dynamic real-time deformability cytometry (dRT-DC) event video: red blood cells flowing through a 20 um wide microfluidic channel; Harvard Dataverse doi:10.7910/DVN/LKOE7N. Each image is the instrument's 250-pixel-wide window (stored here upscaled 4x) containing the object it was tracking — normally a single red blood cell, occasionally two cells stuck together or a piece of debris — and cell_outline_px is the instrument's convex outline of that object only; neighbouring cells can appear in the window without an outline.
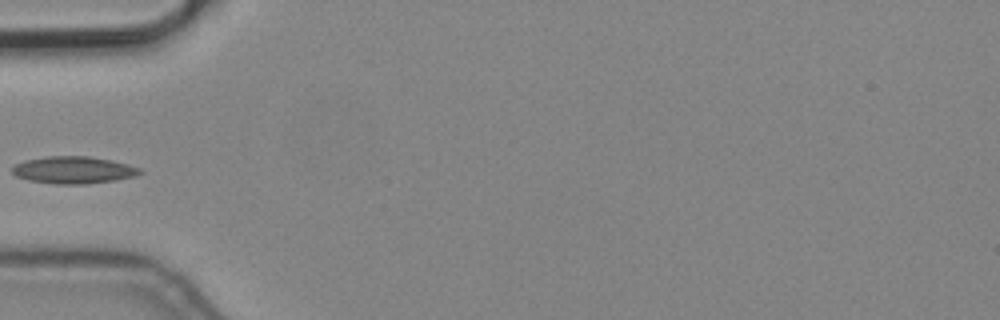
{"species": "common noctule bat (a hibernating species)", "species_latin": "Nyctalus noctula", "temperature_condition": "cold", "stored_images_in_passage": 7, "camera_frame_rate_fps": 3000, "um_per_image_px": 0.085, "animal": {"sex": "male", "body_mass_g": 19.2, "forearm_length_mm": 51.8}, "frame": {"image": 1, "passage_image": 6, "time_ms": 1.667, "image_size_px": [1000, 320], "cell_outline_px": [[144, 172], [136, 176], [116, 180], [84, 184], [56, 184], [28, 180], [16, 176], [12, 172], [12, 168], [16, 164], [24, 160], [48, 156], [88, 156], [112, 160], [128, 164], [140, 168]], "centroid_in_image_um": [6.27, 14.45], "position_along_channel_um": 78.7, "area_um2": 20.29}}
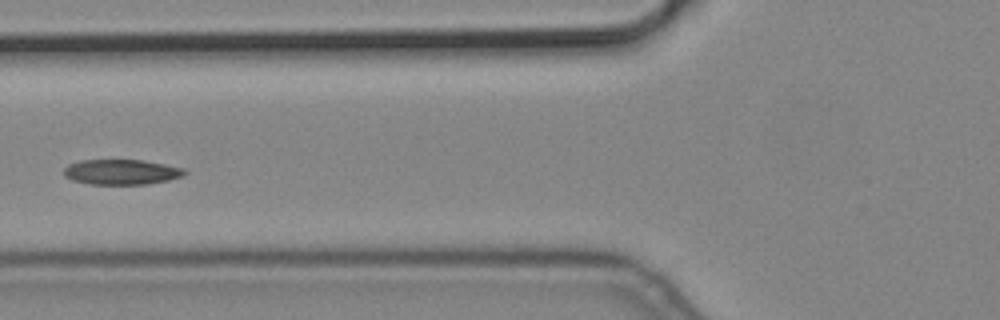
{"frame": {"image": 2, "passage_image": 7, "time_ms": 2.0, "image_size_px": [1000, 320], "cell_outline_px": [[188, 172], [184, 176], [168, 180], [148, 184], [92, 184], [72, 180], [64, 176], [64, 168], [68, 164], [80, 160], [144, 160], [184, 168]], "centroid_in_image_um": [10.34, 14.61], "position_along_channel_um": 115.5, "area_um2": 17.8}}